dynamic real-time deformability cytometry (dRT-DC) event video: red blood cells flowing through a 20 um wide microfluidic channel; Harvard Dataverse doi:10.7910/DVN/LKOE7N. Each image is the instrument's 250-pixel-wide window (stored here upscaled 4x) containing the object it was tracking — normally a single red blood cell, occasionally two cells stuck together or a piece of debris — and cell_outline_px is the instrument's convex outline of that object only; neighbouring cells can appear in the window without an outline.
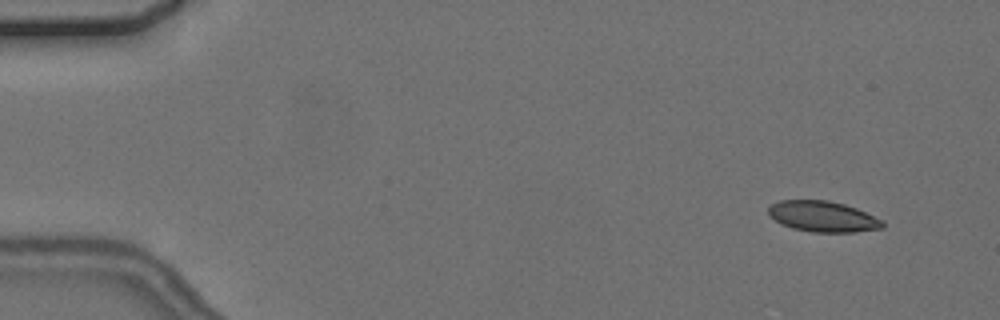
{"species": "common noctule bat (a hibernating species)", "species_latin": "Nyctalus noctula", "temperature_condition": "cold", "stored_images_in_passage": 6, "camera_frame_rate_fps": 3000, "um_per_image_px": 0.085, "animal": {"sex": "female", "body_mass_g": 24.6, "forearm_length_mm": 56.2}, "frame": {"image": 1, "passage_image": 2, "time_ms": 1.0, "image_size_px": [1000, 320], "cell_outline_px": [[884, 228], [852, 232], [812, 232], [792, 228], [768, 216], [768, 208], [772, 204], [780, 200], [828, 200], [844, 204], [856, 208], [884, 220]], "centroid_in_image_um": [69.96, 18.4], "position_along_channel_um": 15.0, "area_um2": 20.46}}